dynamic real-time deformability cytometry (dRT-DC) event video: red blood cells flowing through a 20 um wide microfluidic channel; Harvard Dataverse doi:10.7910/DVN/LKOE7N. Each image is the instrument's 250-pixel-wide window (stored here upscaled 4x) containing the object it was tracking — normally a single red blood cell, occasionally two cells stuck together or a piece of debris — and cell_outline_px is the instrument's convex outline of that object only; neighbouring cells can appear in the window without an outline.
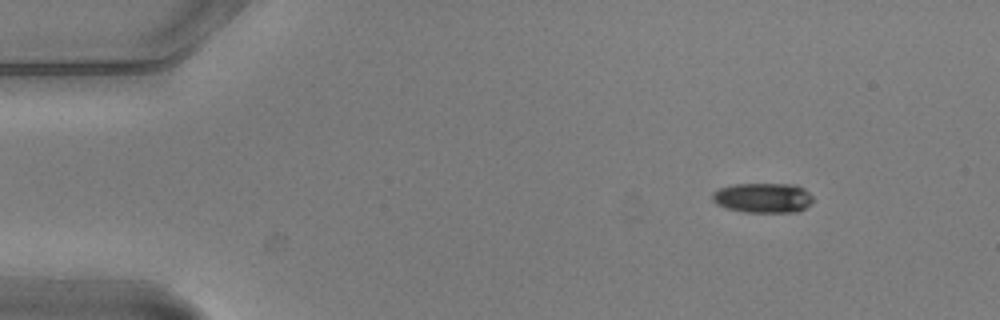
{"species": "common noctule bat (a hibernating species)", "species_latin": "Nyctalus noctula", "temperature_condition": "warm", "stored_images_in_passage": 5, "camera_frame_rate_fps": 3000, "um_per_image_px": 0.085, "animal": {"sex": "male", "body_mass_g": 20.5, "forearm_length_mm": 52.5}, "frame": {"image": 1, "passage_image": 1, "time_ms": 0.0, "image_size_px": [1000, 320], "cell_outline_px": [[812, 204], [796, 212], [744, 212], [728, 208], [716, 204], [712, 200], [712, 192], [720, 188], [732, 184], [796, 184], [804, 188], [812, 196]], "centroid_in_image_um": [64.85, 16.81], "position_along_channel_um": 20.1, "area_um2": 17.63}}
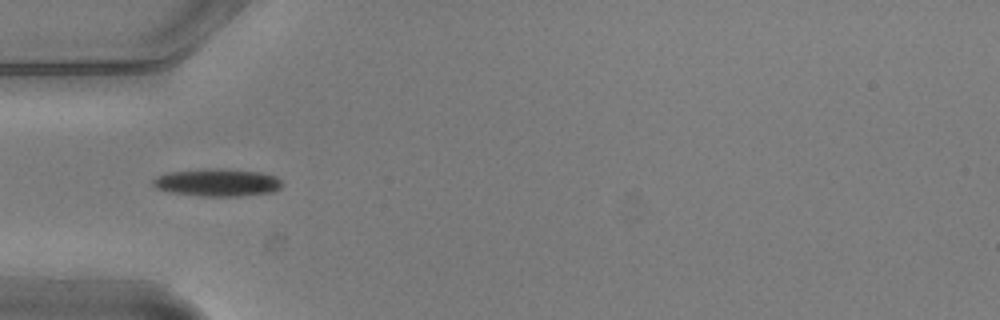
{"frame": {"image": 2, "passage_image": 4, "time_ms": 1.0, "image_size_px": [1000, 320], "cell_outline_px": [[284, 184], [280, 188], [272, 192], [240, 196], [200, 196], [172, 192], [156, 188], [152, 184], [152, 180], [156, 176], [168, 172], [200, 168], [220, 168], [260, 172], [276, 176]], "centroid_in_image_um": [18.46, 15.5], "position_along_channel_um": 66.5, "area_um2": 20.98}}